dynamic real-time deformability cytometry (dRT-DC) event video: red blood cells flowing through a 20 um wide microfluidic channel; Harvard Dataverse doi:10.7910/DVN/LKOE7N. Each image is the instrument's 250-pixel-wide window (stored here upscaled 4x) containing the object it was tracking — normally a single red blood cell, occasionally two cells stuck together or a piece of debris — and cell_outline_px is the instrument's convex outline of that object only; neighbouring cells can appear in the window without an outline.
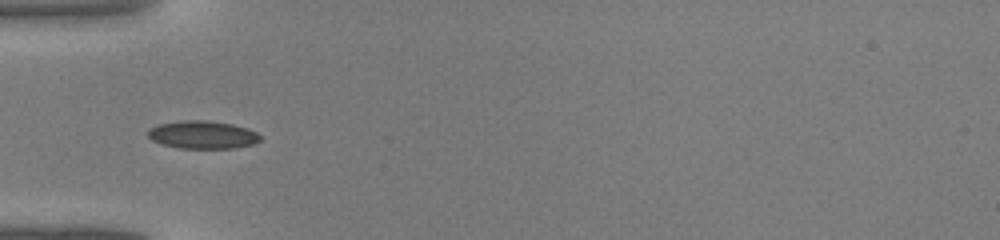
{"species": "common noctule bat (a hibernating species)", "species_latin": "Nyctalus noctula", "temperature_condition": "warm", "stored_images_in_passage": 30, "camera_frame_rate_fps": 3000, "um_per_image_px": 0.085, "animal": {"sex": "male", "body_mass_g": 19.0, "forearm_length_mm": 50.8}, "frame": {"image": 1, "passage_image": 1, "time_ms": 0.0, "image_size_px": [1000, 240], "cell_outline_px": [[260, 140], [252, 144], [236, 148], [180, 148], [164, 144], [152, 140], [148, 136], [148, 132], [152, 128], [160, 124], [180, 120], [204, 120], [232, 124], [248, 128], [256, 132], [260, 136]], "centroid_in_image_um": [17.25, 11.45], "position_along_channel_um": 67.8, "area_um2": 18.03}}
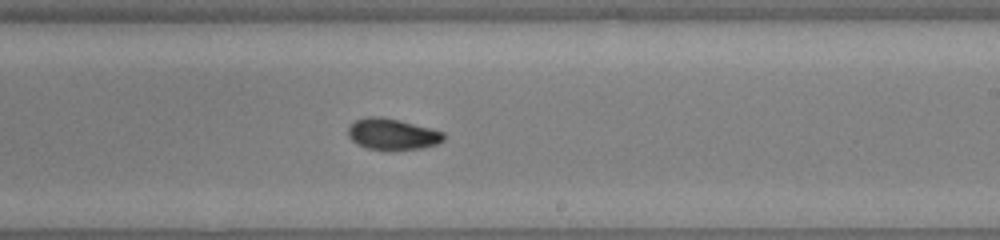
{"frame": {"image": 2, "passage_image": 13, "time_ms": 4.0, "image_size_px": [1000, 240], "cell_outline_px": [[444, 140], [436, 144], [420, 148], [368, 148], [356, 144], [348, 136], [348, 124], [364, 116], [380, 116], [400, 120], [444, 132]], "centroid_in_image_um": [33.3, 11.36], "position_along_channel_um": 255.7, "area_um2": 17.05}}
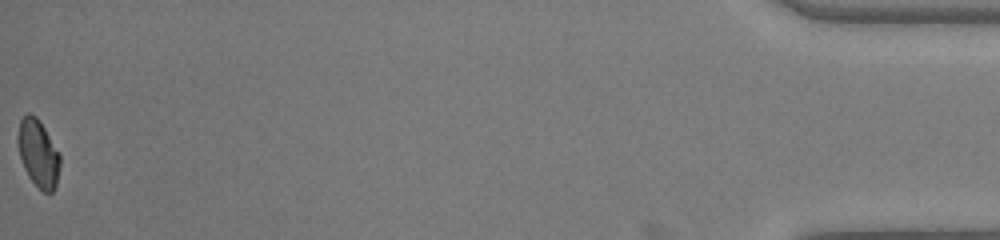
{"frame": {"image": 3, "passage_image": 30, "time_ms": 9.667, "image_size_px": [1000, 240], "cell_outline_px": [[60, 164], [56, 184], [52, 192], [44, 192], [28, 176], [24, 168], [20, 156], [16, 140], [16, 136], [20, 120], [28, 112], [36, 116], [40, 120], [60, 156]], "centroid_in_image_um": [3.22, 12.99], "position_along_channel_um": 432.0, "area_um2": 16.42}}